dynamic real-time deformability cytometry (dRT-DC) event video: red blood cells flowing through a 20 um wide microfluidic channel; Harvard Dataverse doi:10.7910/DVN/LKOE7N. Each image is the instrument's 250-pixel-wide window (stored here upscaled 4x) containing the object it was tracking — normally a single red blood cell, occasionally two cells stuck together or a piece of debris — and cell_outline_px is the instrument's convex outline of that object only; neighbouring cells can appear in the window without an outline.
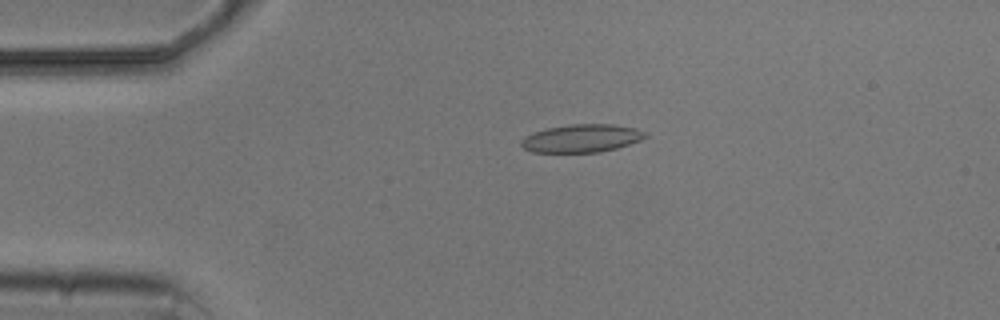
{"species": "common noctule bat (a hibernating species)", "species_latin": "Nyctalus noctula", "temperature_condition": "cold", "stored_images_in_passage": 4, "camera_frame_rate_fps": 3000, "um_per_image_px": 0.085, "animal": {"sex": "male", "body_mass_g": 20.5, "forearm_length_mm": 52.5}, "frame": {"image": 1, "passage_image": 3, "time_ms": 3.333, "image_size_px": [1000, 320], "cell_outline_px": [[648, 136], [640, 140], [616, 148], [600, 152], [532, 152], [524, 148], [520, 144], [520, 140], [536, 132], [548, 128], [572, 124], [612, 124], [636, 128], [644, 132]], "centroid_in_image_um": [49.46, 11.76], "position_along_channel_um": 35.5, "area_um2": 19.94}}